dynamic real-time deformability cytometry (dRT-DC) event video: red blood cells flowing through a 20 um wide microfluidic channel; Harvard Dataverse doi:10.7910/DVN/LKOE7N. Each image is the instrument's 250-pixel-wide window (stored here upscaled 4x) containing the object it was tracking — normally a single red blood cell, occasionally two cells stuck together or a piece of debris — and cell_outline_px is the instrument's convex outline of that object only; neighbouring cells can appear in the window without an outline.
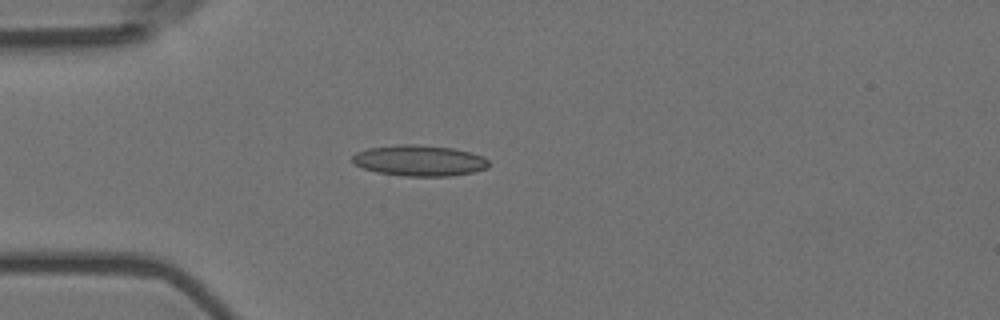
{"species": "Egyptian fruit bat (a non-hibernating species)", "species_latin": "Rousettus aegyptiacus", "temperature_condition": "room temperature", "stored_images_in_passage": 5, "camera_frame_rate_fps": 3000, "um_per_image_px": 0.085, "animal": {"sex": "female"}, "frame": {"image": 1, "passage_image": 4, "time_ms": 1.0, "image_size_px": [1000, 320], "cell_outline_px": [[488, 168], [472, 172], [448, 176], [404, 176], [376, 172], [364, 168], [356, 164], [352, 160], [352, 156], [356, 152], [368, 148], [400, 144], [412, 144], [452, 148], [484, 156], [488, 160]], "centroid_in_image_um": [35.64, 13.65], "position_along_channel_um": 49.4, "area_um2": 24.39}}